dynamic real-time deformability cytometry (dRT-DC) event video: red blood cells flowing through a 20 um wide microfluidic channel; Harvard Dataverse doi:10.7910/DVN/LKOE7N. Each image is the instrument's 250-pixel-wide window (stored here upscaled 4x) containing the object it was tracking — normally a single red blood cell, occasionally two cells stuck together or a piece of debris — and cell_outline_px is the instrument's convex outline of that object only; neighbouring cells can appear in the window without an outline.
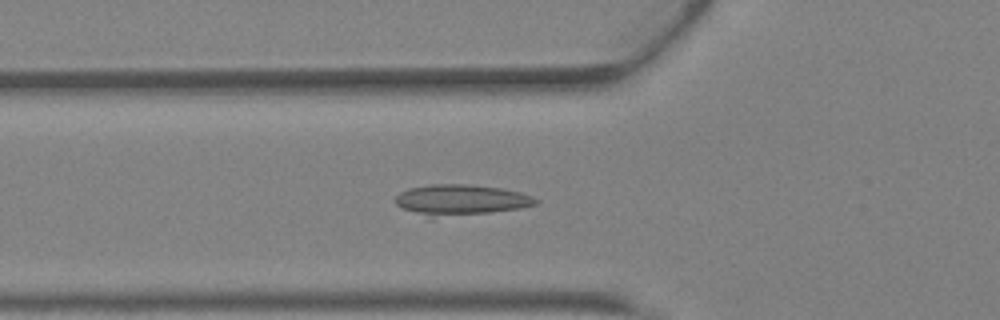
{"species": "Egyptian fruit bat (a non-hibernating species)", "species_latin": "Rousettus aegyptiacus", "temperature_condition": "warm", "stored_images_in_passage": 43, "camera_frame_rate_fps": 3000, "um_per_image_px": 0.085, "animal": {"sex": "female"}, "frame": {"image": 1, "passage_image": 15, "time_ms": 4.667, "image_size_px": [1000, 320], "cell_outline_px": [[540, 200], [536, 204], [520, 208], [492, 212], [432, 220], [404, 208], [396, 204], [396, 196], [400, 192], [408, 188], [428, 184], [464, 184], [500, 188], [520, 192], [532, 196]], "centroid_in_image_um": [39.13, 17.02], "position_along_channel_um": 86.7, "area_um2": 25.55}}
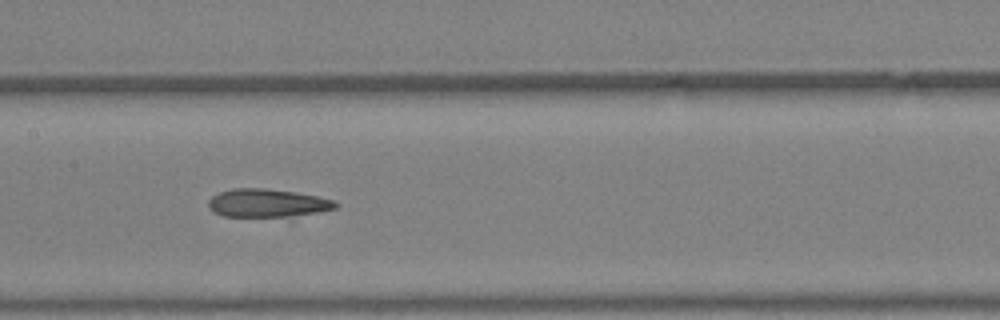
{"frame": {"image": 2, "passage_image": 21, "time_ms": 6.667, "image_size_px": [1000, 320], "cell_outline_px": [[340, 204], [336, 208], [316, 212], [288, 216], [224, 216], [216, 212], [208, 204], [208, 200], [212, 196], [220, 192], [232, 188], [264, 188], [292, 192], [316, 196], [332, 200]], "centroid_in_image_um": [22.71, 17.24], "position_along_channel_um": 184.7, "area_um2": 20.35}}
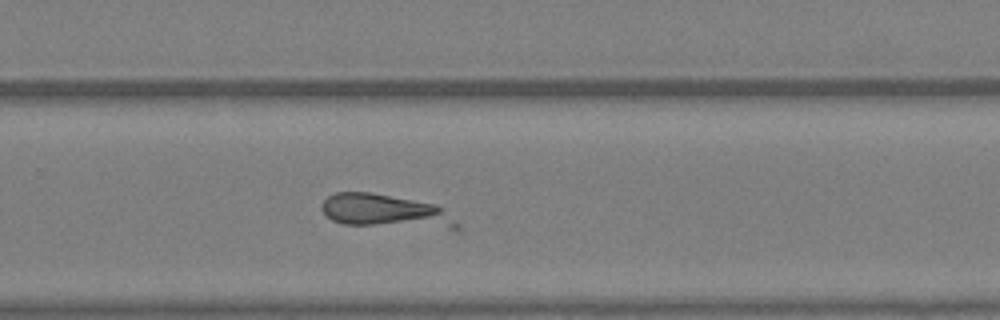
{"frame": {"image": 3, "passage_image": 28, "time_ms": 9.0, "image_size_px": [1000, 320], "cell_outline_px": [[460, 228], [448, 228], [344, 224], [332, 220], [320, 208], [320, 204], [328, 196], [336, 192], [372, 192], [436, 204], [444, 208], [460, 224]], "centroid_in_image_um": [32.75, 17.93], "position_along_channel_um": 297.0, "area_um2": 26.24}}